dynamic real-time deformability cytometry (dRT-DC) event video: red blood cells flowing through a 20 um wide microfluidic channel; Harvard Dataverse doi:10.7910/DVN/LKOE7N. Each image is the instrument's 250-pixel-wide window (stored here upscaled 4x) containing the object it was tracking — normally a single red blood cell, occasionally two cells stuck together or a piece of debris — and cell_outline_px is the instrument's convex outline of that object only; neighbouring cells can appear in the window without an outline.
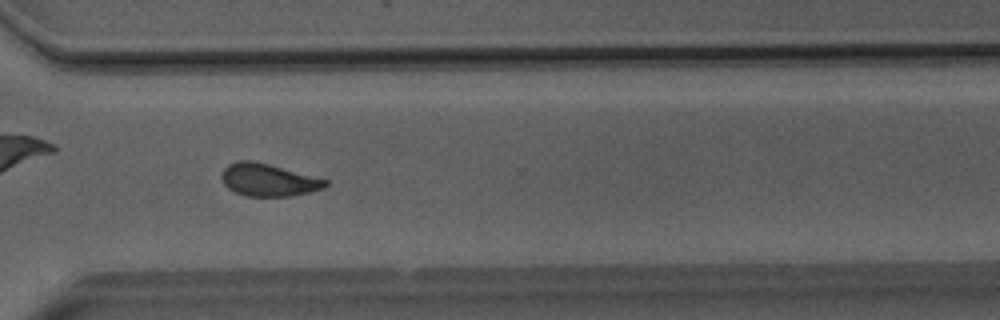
{"species": "Egyptian fruit bat (a non-hibernating species)", "species_latin": "Rousettus aegyptiacus", "temperature_condition": "room temperature", "stored_images_in_passage": 51, "camera_frame_rate_fps": 3000, "um_per_image_px": 0.085, "animal": {"sex": "male"}, "frame": {"image": 1, "passage_image": 37, "time_ms": 12.0, "image_size_px": [1000, 320], "cell_outline_px": [[328, 184], [324, 188], [292, 196], [248, 196], [236, 192], [228, 188], [224, 184], [220, 176], [224, 168], [228, 164], [240, 160], [252, 160], [268, 164], [328, 180]], "centroid_in_image_um": [22.78, 15.29], "position_along_channel_um": 347.8, "area_um2": 19.48}, "authors_computed_cell_mechanics": {"area_um2": 20.23, "velocity_mm_per_s": 4.0522, "shape_relaxation_time_tau1_ms": null, "shape_relaxation_time_tau2_ms": 1.7972, "deformation_change_tau1": null, "deformation_change_tau2": 0.0772}}